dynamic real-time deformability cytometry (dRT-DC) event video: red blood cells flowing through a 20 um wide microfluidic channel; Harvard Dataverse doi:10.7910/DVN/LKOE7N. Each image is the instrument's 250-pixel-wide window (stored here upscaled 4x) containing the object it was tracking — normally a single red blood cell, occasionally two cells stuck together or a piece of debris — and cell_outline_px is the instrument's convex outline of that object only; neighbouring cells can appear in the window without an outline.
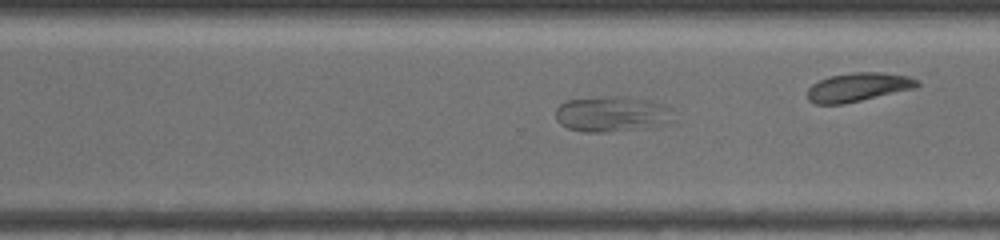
{"species": "common noctule bat (a hibernating species)", "species_latin": "Nyctalus noctula", "temperature_condition": "warm", "stored_images_in_passage": 32, "camera_frame_rate_fps": 3000, "um_per_image_px": 0.085, "animal": {"sex": "female", "body_mass_g": 19.5, "forearm_length_mm": 54.1}, "frame": {"image": 1, "passage_image": 26, "time_ms": 9.0, "image_size_px": [1000, 240], "cell_outline_px": [[676, 120], [664, 124], [612, 132], [584, 132], [568, 128], [560, 124], [556, 120], [556, 108], [560, 104], [568, 100], [648, 100], [664, 104], [668, 108]], "centroid_in_image_um": [52.0, 9.77], "position_along_channel_um": 318.6, "area_um2": 23.0}}
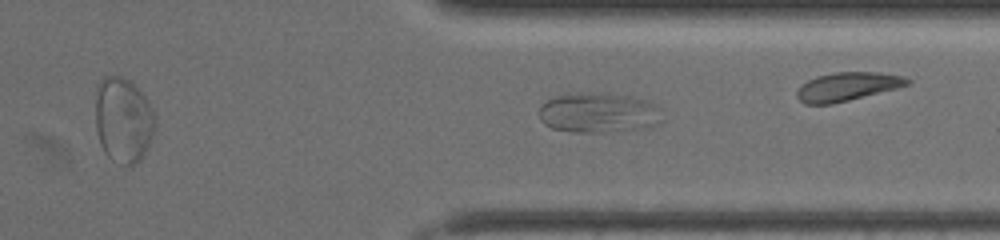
{"frame": {"image": 2, "passage_image": 31, "time_ms": 10.0, "image_size_px": [1000, 240], "cell_outline_px": [[664, 120], [656, 124], [640, 128], [600, 132], [572, 132], [552, 128], [544, 124], [540, 120], [540, 108], [548, 100], [556, 96], [576, 92], [600, 92], [628, 96], [648, 100], [660, 108]], "centroid_in_image_um": [50.89, 9.57], "position_along_channel_um": 360.5, "area_um2": 28.78}}